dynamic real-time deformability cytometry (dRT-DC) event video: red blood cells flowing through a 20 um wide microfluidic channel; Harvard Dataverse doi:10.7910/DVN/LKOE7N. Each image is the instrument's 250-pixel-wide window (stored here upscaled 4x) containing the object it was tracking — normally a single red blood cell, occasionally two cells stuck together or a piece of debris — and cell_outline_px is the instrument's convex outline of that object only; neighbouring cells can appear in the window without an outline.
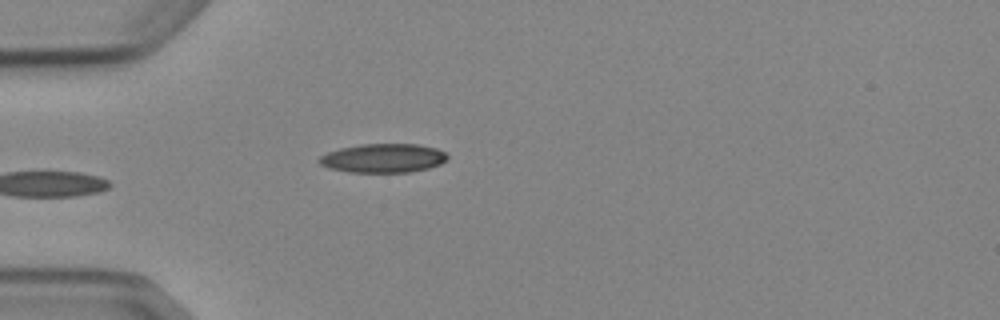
{"species": "Egyptian fruit bat (a non-hibernating species)", "species_latin": "Rousettus aegyptiacus", "temperature_condition": "cold", "stored_images_in_passage": 5, "camera_frame_rate_fps": 3000, "um_per_image_px": 0.085, "animal": {"sex": "female"}, "frame": {"image": 1, "passage_image": 5, "time_ms": 4.667, "image_size_px": [1000, 320], "cell_outline_px": [[448, 160], [440, 164], [428, 168], [412, 172], [348, 172], [328, 168], [320, 164], [316, 160], [320, 156], [328, 152], [340, 148], [360, 144], [416, 144], [436, 148], [444, 152], [448, 156]], "centroid_in_image_um": [32.56, 13.44], "position_along_channel_um": 52.4, "area_um2": 21.73}}